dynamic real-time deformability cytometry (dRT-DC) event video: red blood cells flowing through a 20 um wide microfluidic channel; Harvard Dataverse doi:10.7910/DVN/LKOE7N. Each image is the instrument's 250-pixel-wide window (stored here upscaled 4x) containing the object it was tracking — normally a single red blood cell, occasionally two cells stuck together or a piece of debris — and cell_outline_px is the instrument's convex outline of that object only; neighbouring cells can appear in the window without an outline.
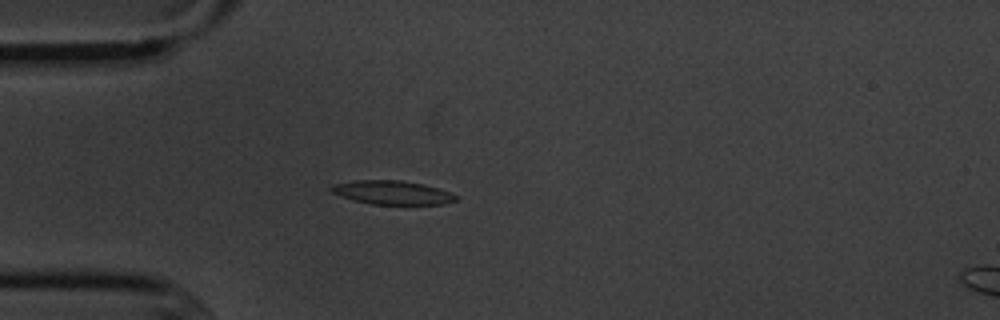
{"species": "common noctule bat (a hibernating species)", "species_latin": "Nyctalus noctula", "temperature_condition": "cold", "stored_images_in_passage": 6, "camera_frame_rate_fps": 3000, "um_per_image_px": 0.085, "animal": {"sex": "male", "body_mass_g": 20.1, "forearm_length_mm": 53.5}, "frame": {"image": 1, "passage_image": 4, "time_ms": 3.333, "image_size_px": [1000, 320], "cell_outline_px": [[460, 196], [456, 200], [444, 204], [372, 204], [356, 200], [332, 192], [328, 188], [332, 184], [356, 180], [400, 180], [424, 184]], "centroid_in_image_um": [33.35, 16.36], "position_along_channel_um": 51.6, "area_um2": 17.05}}
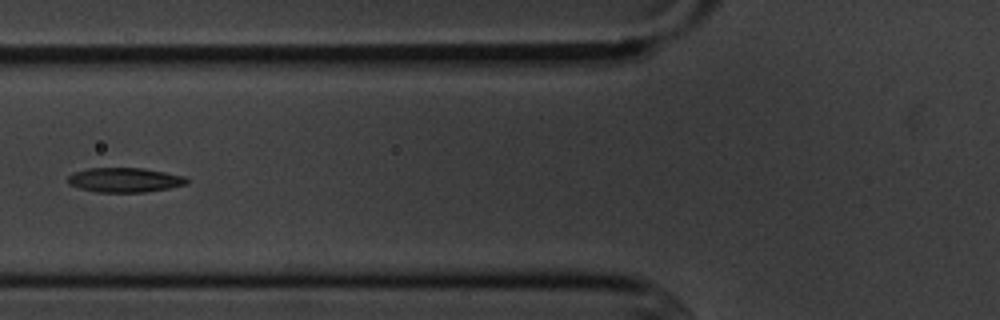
{"frame": {"image": 2, "passage_image": 6, "time_ms": 5.333, "image_size_px": [1000, 320], "cell_outline_px": [[188, 184], [168, 188], [144, 192], [96, 192], [80, 188], [68, 184], [68, 176], [72, 172], [88, 168], [144, 168], [184, 176], [188, 180]], "centroid_in_image_um": [10.57, 15.29], "position_along_channel_um": 115.2, "area_um2": 16.99}}